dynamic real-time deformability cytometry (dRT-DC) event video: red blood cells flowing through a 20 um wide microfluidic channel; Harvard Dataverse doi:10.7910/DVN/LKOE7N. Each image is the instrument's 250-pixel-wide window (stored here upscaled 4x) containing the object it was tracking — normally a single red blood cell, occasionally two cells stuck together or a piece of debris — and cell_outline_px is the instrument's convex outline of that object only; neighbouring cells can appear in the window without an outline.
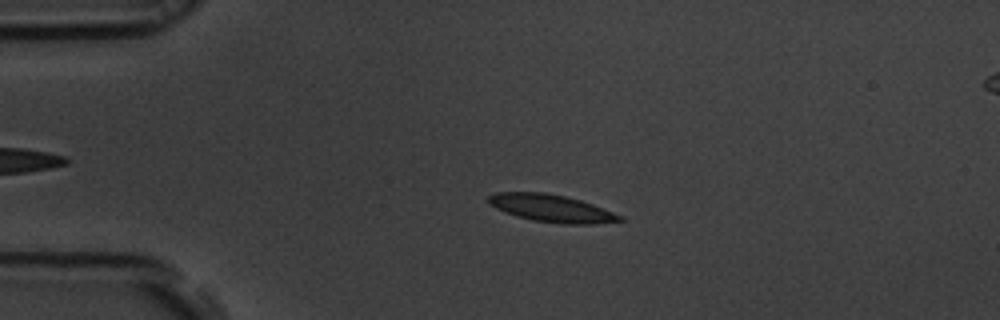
{"species": "common noctule bat (a hibernating species)", "species_latin": "Nyctalus noctula", "temperature_condition": "room temperature", "stored_images_in_passage": 50, "camera_frame_rate_fps": 3000, "um_per_image_px": 0.085, "animal": {"sex": "male", "body_mass_g": 19.5, "forearm_length_mm": 54.6}, "frame": {"image": 1, "passage_image": 7, "time_ms": 2.0, "image_size_px": [1000, 320], "cell_outline_px": [[624, 220], [596, 224], [564, 224], [532, 220], [516, 216], [504, 212], [488, 204], [488, 196], [496, 192], [544, 192], [564, 196], [580, 200], [592, 204], [624, 216]], "centroid_in_image_um": [46.87, 17.71], "position_along_channel_um": 38.1, "area_um2": 21.04}}
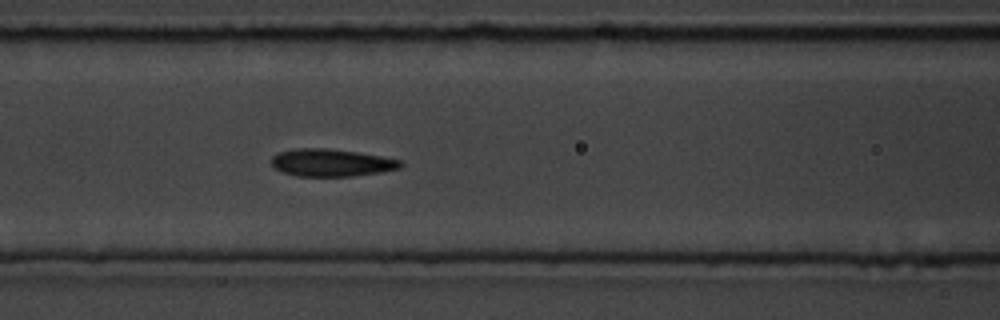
{"frame": {"image": 2, "passage_image": 18, "time_ms": 5.667, "image_size_px": [1000, 320], "cell_outline_px": [[404, 164], [400, 168], [380, 172], [352, 176], [296, 176], [272, 168], [272, 156], [280, 152], [292, 148], [328, 148], [356, 152], [380, 156], [400, 160]], "centroid_in_image_um": [28.13, 13.82], "position_along_channel_um": 138.5, "area_um2": 20.63}}
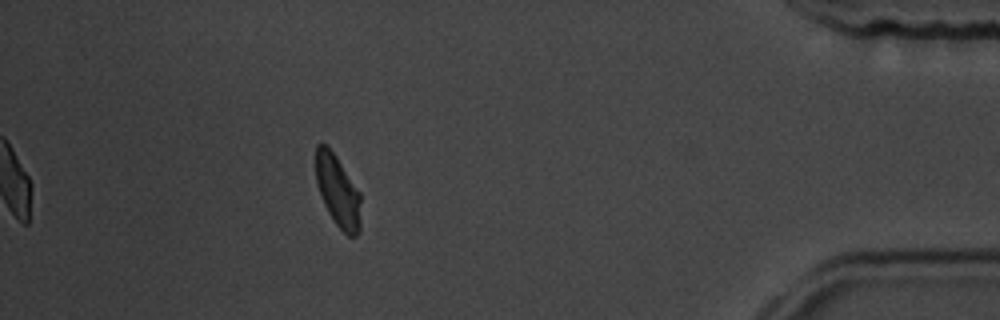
{"frame": {"image": 3, "passage_image": 44, "time_ms": 14.333, "image_size_px": [1000, 320], "cell_outline_px": [[360, 232], [356, 236], [348, 236], [336, 224], [328, 212], [324, 204], [316, 184], [316, 144], [324, 144], [336, 156], [360, 192]], "centroid_in_image_um": [28.72, 16.27], "position_along_channel_um": 406.5, "area_um2": 18.67}, "authors_computed_cell_mechanics": {"area_um2": 20.1722, "velocity_mm_per_s": 3.6734, "shape_relaxation_time_tau1_ms": 2.8791, "shape_relaxation_time_tau2_ms": 0.9984, "deformation_change_tau1": 0.1186, "deformation_change_tau2": 0.0665}}